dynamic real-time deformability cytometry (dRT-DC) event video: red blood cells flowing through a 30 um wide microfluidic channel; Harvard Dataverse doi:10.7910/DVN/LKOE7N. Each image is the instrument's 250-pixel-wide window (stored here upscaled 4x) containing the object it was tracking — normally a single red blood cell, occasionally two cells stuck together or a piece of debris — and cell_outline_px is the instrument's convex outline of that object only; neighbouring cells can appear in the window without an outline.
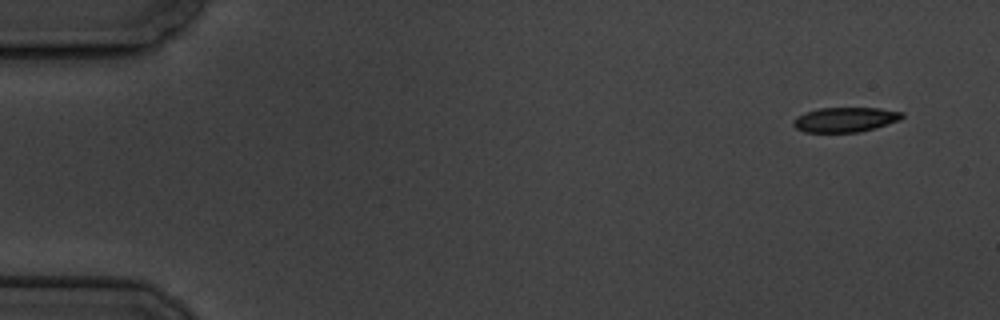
{"species": "common noctule bat (a hibernating species)", "species_latin": "Nyctalus noctula", "temperature_condition": "cold", "stored_images_in_passage": 4, "camera_frame_rate_fps": 3000, "um_per_image_px": 0.085, "animal": {"sex": "male", "body_mass_g": 19.5, "forearm_length_mm": 54.6}, "frame": {"image": 1, "passage_image": 1, "time_ms": 0.0, "image_size_px": [1000, 320], "cell_outline_px": [[904, 116], [900, 120], [860, 132], [804, 132], [796, 128], [792, 124], [792, 120], [804, 112], [820, 108], [880, 108], [904, 112]], "centroid_in_image_um": [71.83, 10.16], "position_along_channel_um": 13.2, "area_um2": 15.72}}